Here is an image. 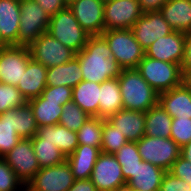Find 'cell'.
<instances>
[{"instance_id":"20","label":"cell","mask_w":191,"mask_h":191,"mask_svg":"<svg viewBox=\"0 0 191 191\" xmlns=\"http://www.w3.org/2000/svg\"><path fill=\"white\" fill-rule=\"evenodd\" d=\"M46 75L47 68L31 58L16 87L23 97L29 101L42 94V91L47 86Z\"/></svg>"},{"instance_id":"28","label":"cell","mask_w":191,"mask_h":191,"mask_svg":"<svg viewBox=\"0 0 191 191\" xmlns=\"http://www.w3.org/2000/svg\"><path fill=\"white\" fill-rule=\"evenodd\" d=\"M27 102L33 110L38 128L59 124L62 101L46 100L40 95Z\"/></svg>"},{"instance_id":"17","label":"cell","mask_w":191,"mask_h":191,"mask_svg":"<svg viewBox=\"0 0 191 191\" xmlns=\"http://www.w3.org/2000/svg\"><path fill=\"white\" fill-rule=\"evenodd\" d=\"M158 103L172 118L191 119V88L183 83L160 93Z\"/></svg>"},{"instance_id":"6","label":"cell","mask_w":191,"mask_h":191,"mask_svg":"<svg viewBox=\"0 0 191 191\" xmlns=\"http://www.w3.org/2000/svg\"><path fill=\"white\" fill-rule=\"evenodd\" d=\"M142 161L169 171L180 157L181 147L171 138L150 137L144 135L136 142Z\"/></svg>"},{"instance_id":"1","label":"cell","mask_w":191,"mask_h":191,"mask_svg":"<svg viewBox=\"0 0 191 191\" xmlns=\"http://www.w3.org/2000/svg\"><path fill=\"white\" fill-rule=\"evenodd\" d=\"M77 57L83 80L103 83L117 78L122 68L112 58V51L108 43L100 36H90L84 48L75 54Z\"/></svg>"},{"instance_id":"32","label":"cell","mask_w":191,"mask_h":191,"mask_svg":"<svg viewBox=\"0 0 191 191\" xmlns=\"http://www.w3.org/2000/svg\"><path fill=\"white\" fill-rule=\"evenodd\" d=\"M114 156L121 165L124 179L128 183L134 177L135 169L142 161L136 142L128 141L114 153Z\"/></svg>"},{"instance_id":"39","label":"cell","mask_w":191,"mask_h":191,"mask_svg":"<svg viewBox=\"0 0 191 191\" xmlns=\"http://www.w3.org/2000/svg\"><path fill=\"white\" fill-rule=\"evenodd\" d=\"M170 138L180 147L191 141V119L172 118Z\"/></svg>"},{"instance_id":"14","label":"cell","mask_w":191,"mask_h":191,"mask_svg":"<svg viewBox=\"0 0 191 191\" xmlns=\"http://www.w3.org/2000/svg\"><path fill=\"white\" fill-rule=\"evenodd\" d=\"M90 180L97 191H114L126 184L121 165L114 154L101 152L95 162Z\"/></svg>"},{"instance_id":"33","label":"cell","mask_w":191,"mask_h":191,"mask_svg":"<svg viewBox=\"0 0 191 191\" xmlns=\"http://www.w3.org/2000/svg\"><path fill=\"white\" fill-rule=\"evenodd\" d=\"M103 118L89 117L77 133L78 145L101 147Z\"/></svg>"},{"instance_id":"3","label":"cell","mask_w":191,"mask_h":191,"mask_svg":"<svg viewBox=\"0 0 191 191\" xmlns=\"http://www.w3.org/2000/svg\"><path fill=\"white\" fill-rule=\"evenodd\" d=\"M101 36L112 51V58L122 69L137 68L145 56V50L135 39L131 29L105 30Z\"/></svg>"},{"instance_id":"26","label":"cell","mask_w":191,"mask_h":191,"mask_svg":"<svg viewBox=\"0 0 191 191\" xmlns=\"http://www.w3.org/2000/svg\"><path fill=\"white\" fill-rule=\"evenodd\" d=\"M100 84L82 80L72 88V101L91 117H99Z\"/></svg>"},{"instance_id":"38","label":"cell","mask_w":191,"mask_h":191,"mask_svg":"<svg viewBox=\"0 0 191 191\" xmlns=\"http://www.w3.org/2000/svg\"><path fill=\"white\" fill-rule=\"evenodd\" d=\"M26 186L9 164L0 157V191H24Z\"/></svg>"},{"instance_id":"51","label":"cell","mask_w":191,"mask_h":191,"mask_svg":"<svg viewBox=\"0 0 191 191\" xmlns=\"http://www.w3.org/2000/svg\"><path fill=\"white\" fill-rule=\"evenodd\" d=\"M66 2V4L68 5L71 1L73 0H64Z\"/></svg>"},{"instance_id":"18","label":"cell","mask_w":191,"mask_h":191,"mask_svg":"<svg viewBox=\"0 0 191 191\" xmlns=\"http://www.w3.org/2000/svg\"><path fill=\"white\" fill-rule=\"evenodd\" d=\"M107 120L122 133L128 141L137 142L145 135V113L122 109L110 115Z\"/></svg>"},{"instance_id":"24","label":"cell","mask_w":191,"mask_h":191,"mask_svg":"<svg viewBox=\"0 0 191 191\" xmlns=\"http://www.w3.org/2000/svg\"><path fill=\"white\" fill-rule=\"evenodd\" d=\"M82 80V71L76 56L65 64L47 68V86L64 85L74 88Z\"/></svg>"},{"instance_id":"12","label":"cell","mask_w":191,"mask_h":191,"mask_svg":"<svg viewBox=\"0 0 191 191\" xmlns=\"http://www.w3.org/2000/svg\"><path fill=\"white\" fill-rule=\"evenodd\" d=\"M138 0H111L104 3L105 30L131 29L143 15Z\"/></svg>"},{"instance_id":"8","label":"cell","mask_w":191,"mask_h":191,"mask_svg":"<svg viewBox=\"0 0 191 191\" xmlns=\"http://www.w3.org/2000/svg\"><path fill=\"white\" fill-rule=\"evenodd\" d=\"M28 48L31 58L46 68L65 64L76 54L47 32L40 35Z\"/></svg>"},{"instance_id":"34","label":"cell","mask_w":191,"mask_h":191,"mask_svg":"<svg viewBox=\"0 0 191 191\" xmlns=\"http://www.w3.org/2000/svg\"><path fill=\"white\" fill-rule=\"evenodd\" d=\"M21 140L14 129L13 109L0 114V157L7 154Z\"/></svg>"},{"instance_id":"35","label":"cell","mask_w":191,"mask_h":191,"mask_svg":"<svg viewBox=\"0 0 191 191\" xmlns=\"http://www.w3.org/2000/svg\"><path fill=\"white\" fill-rule=\"evenodd\" d=\"M127 142V138L107 119L103 118L101 152L114 154Z\"/></svg>"},{"instance_id":"41","label":"cell","mask_w":191,"mask_h":191,"mask_svg":"<svg viewBox=\"0 0 191 191\" xmlns=\"http://www.w3.org/2000/svg\"><path fill=\"white\" fill-rule=\"evenodd\" d=\"M191 186L168 171L164 174L159 191H190Z\"/></svg>"},{"instance_id":"50","label":"cell","mask_w":191,"mask_h":191,"mask_svg":"<svg viewBox=\"0 0 191 191\" xmlns=\"http://www.w3.org/2000/svg\"><path fill=\"white\" fill-rule=\"evenodd\" d=\"M5 46H7V45L2 41V39L0 37V49L4 48Z\"/></svg>"},{"instance_id":"2","label":"cell","mask_w":191,"mask_h":191,"mask_svg":"<svg viewBox=\"0 0 191 191\" xmlns=\"http://www.w3.org/2000/svg\"><path fill=\"white\" fill-rule=\"evenodd\" d=\"M117 78L123 109L145 113L158 104L159 93L147 83L136 68L122 69Z\"/></svg>"},{"instance_id":"49","label":"cell","mask_w":191,"mask_h":191,"mask_svg":"<svg viewBox=\"0 0 191 191\" xmlns=\"http://www.w3.org/2000/svg\"><path fill=\"white\" fill-rule=\"evenodd\" d=\"M114 191H134L127 183L121 186H118Z\"/></svg>"},{"instance_id":"10","label":"cell","mask_w":191,"mask_h":191,"mask_svg":"<svg viewBox=\"0 0 191 191\" xmlns=\"http://www.w3.org/2000/svg\"><path fill=\"white\" fill-rule=\"evenodd\" d=\"M26 186L40 169L32 139L21 138L15 147L2 157Z\"/></svg>"},{"instance_id":"30","label":"cell","mask_w":191,"mask_h":191,"mask_svg":"<svg viewBox=\"0 0 191 191\" xmlns=\"http://www.w3.org/2000/svg\"><path fill=\"white\" fill-rule=\"evenodd\" d=\"M13 123L20 138L32 139L38 130L33 110L28 102L13 109Z\"/></svg>"},{"instance_id":"16","label":"cell","mask_w":191,"mask_h":191,"mask_svg":"<svg viewBox=\"0 0 191 191\" xmlns=\"http://www.w3.org/2000/svg\"><path fill=\"white\" fill-rule=\"evenodd\" d=\"M185 33L173 31L153 42L145 55L160 61L182 65L184 57Z\"/></svg>"},{"instance_id":"36","label":"cell","mask_w":191,"mask_h":191,"mask_svg":"<svg viewBox=\"0 0 191 191\" xmlns=\"http://www.w3.org/2000/svg\"><path fill=\"white\" fill-rule=\"evenodd\" d=\"M90 116L72 100L63 105L59 124L77 132Z\"/></svg>"},{"instance_id":"31","label":"cell","mask_w":191,"mask_h":191,"mask_svg":"<svg viewBox=\"0 0 191 191\" xmlns=\"http://www.w3.org/2000/svg\"><path fill=\"white\" fill-rule=\"evenodd\" d=\"M32 146L40 168L58 165L66 160L59 148L50 142H44L37 135L32 138Z\"/></svg>"},{"instance_id":"43","label":"cell","mask_w":191,"mask_h":191,"mask_svg":"<svg viewBox=\"0 0 191 191\" xmlns=\"http://www.w3.org/2000/svg\"><path fill=\"white\" fill-rule=\"evenodd\" d=\"M44 9L49 17L54 16L59 11L65 9L67 4L64 0H34Z\"/></svg>"},{"instance_id":"4","label":"cell","mask_w":191,"mask_h":191,"mask_svg":"<svg viewBox=\"0 0 191 191\" xmlns=\"http://www.w3.org/2000/svg\"><path fill=\"white\" fill-rule=\"evenodd\" d=\"M147 83L162 93L182 84L181 65L144 56L136 68Z\"/></svg>"},{"instance_id":"25","label":"cell","mask_w":191,"mask_h":191,"mask_svg":"<svg viewBox=\"0 0 191 191\" xmlns=\"http://www.w3.org/2000/svg\"><path fill=\"white\" fill-rule=\"evenodd\" d=\"M166 172L149 162L141 161L135 169L134 177L127 184L134 191H159Z\"/></svg>"},{"instance_id":"9","label":"cell","mask_w":191,"mask_h":191,"mask_svg":"<svg viewBox=\"0 0 191 191\" xmlns=\"http://www.w3.org/2000/svg\"><path fill=\"white\" fill-rule=\"evenodd\" d=\"M75 178L68 162L40 168L26 185L28 191H68Z\"/></svg>"},{"instance_id":"13","label":"cell","mask_w":191,"mask_h":191,"mask_svg":"<svg viewBox=\"0 0 191 191\" xmlns=\"http://www.w3.org/2000/svg\"><path fill=\"white\" fill-rule=\"evenodd\" d=\"M67 6L88 35L100 36L105 31L103 2L99 0H73Z\"/></svg>"},{"instance_id":"11","label":"cell","mask_w":191,"mask_h":191,"mask_svg":"<svg viewBox=\"0 0 191 191\" xmlns=\"http://www.w3.org/2000/svg\"><path fill=\"white\" fill-rule=\"evenodd\" d=\"M31 59L27 46L8 45L0 49V82L17 86Z\"/></svg>"},{"instance_id":"21","label":"cell","mask_w":191,"mask_h":191,"mask_svg":"<svg viewBox=\"0 0 191 191\" xmlns=\"http://www.w3.org/2000/svg\"><path fill=\"white\" fill-rule=\"evenodd\" d=\"M101 147L78 145L75 151L66 157L75 180L90 179Z\"/></svg>"},{"instance_id":"15","label":"cell","mask_w":191,"mask_h":191,"mask_svg":"<svg viewBox=\"0 0 191 191\" xmlns=\"http://www.w3.org/2000/svg\"><path fill=\"white\" fill-rule=\"evenodd\" d=\"M135 39L146 50L153 42L162 36L173 32L169 24L164 20L160 11L144 12L131 28Z\"/></svg>"},{"instance_id":"40","label":"cell","mask_w":191,"mask_h":191,"mask_svg":"<svg viewBox=\"0 0 191 191\" xmlns=\"http://www.w3.org/2000/svg\"><path fill=\"white\" fill-rule=\"evenodd\" d=\"M41 96L46 100L62 101V106L72 100V88L67 86H46Z\"/></svg>"},{"instance_id":"52","label":"cell","mask_w":191,"mask_h":191,"mask_svg":"<svg viewBox=\"0 0 191 191\" xmlns=\"http://www.w3.org/2000/svg\"><path fill=\"white\" fill-rule=\"evenodd\" d=\"M99 1H101V2H103V3H106V2H109V1H111V0H99Z\"/></svg>"},{"instance_id":"53","label":"cell","mask_w":191,"mask_h":191,"mask_svg":"<svg viewBox=\"0 0 191 191\" xmlns=\"http://www.w3.org/2000/svg\"><path fill=\"white\" fill-rule=\"evenodd\" d=\"M15 1H18V2H23V1H26V0H15Z\"/></svg>"},{"instance_id":"7","label":"cell","mask_w":191,"mask_h":191,"mask_svg":"<svg viewBox=\"0 0 191 191\" xmlns=\"http://www.w3.org/2000/svg\"><path fill=\"white\" fill-rule=\"evenodd\" d=\"M50 17L34 0L20 2L18 45L29 46L48 30Z\"/></svg>"},{"instance_id":"44","label":"cell","mask_w":191,"mask_h":191,"mask_svg":"<svg viewBox=\"0 0 191 191\" xmlns=\"http://www.w3.org/2000/svg\"><path fill=\"white\" fill-rule=\"evenodd\" d=\"M168 0H138L143 12L160 11Z\"/></svg>"},{"instance_id":"22","label":"cell","mask_w":191,"mask_h":191,"mask_svg":"<svg viewBox=\"0 0 191 191\" xmlns=\"http://www.w3.org/2000/svg\"><path fill=\"white\" fill-rule=\"evenodd\" d=\"M160 12L173 31L191 32V0H168Z\"/></svg>"},{"instance_id":"27","label":"cell","mask_w":191,"mask_h":191,"mask_svg":"<svg viewBox=\"0 0 191 191\" xmlns=\"http://www.w3.org/2000/svg\"><path fill=\"white\" fill-rule=\"evenodd\" d=\"M123 109L118 78L100 83L99 117L107 119Z\"/></svg>"},{"instance_id":"45","label":"cell","mask_w":191,"mask_h":191,"mask_svg":"<svg viewBox=\"0 0 191 191\" xmlns=\"http://www.w3.org/2000/svg\"><path fill=\"white\" fill-rule=\"evenodd\" d=\"M68 191H97L90 179L75 180Z\"/></svg>"},{"instance_id":"19","label":"cell","mask_w":191,"mask_h":191,"mask_svg":"<svg viewBox=\"0 0 191 191\" xmlns=\"http://www.w3.org/2000/svg\"><path fill=\"white\" fill-rule=\"evenodd\" d=\"M20 2L0 0V37L8 45H18Z\"/></svg>"},{"instance_id":"46","label":"cell","mask_w":191,"mask_h":191,"mask_svg":"<svg viewBox=\"0 0 191 191\" xmlns=\"http://www.w3.org/2000/svg\"><path fill=\"white\" fill-rule=\"evenodd\" d=\"M181 68H191V32L185 33L184 57Z\"/></svg>"},{"instance_id":"5","label":"cell","mask_w":191,"mask_h":191,"mask_svg":"<svg viewBox=\"0 0 191 191\" xmlns=\"http://www.w3.org/2000/svg\"><path fill=\"white\" fill-rule=\"evenodd\" d=\"M47 33L75 53L84 48L90 37L68 6L50 17Z\"/></svg>"},{"instance_id":"23","label":"cell","mask_w":191,"mask_h":191,"mask_svg":"<svg viewBox=\"0 0 191 191\" xmlns=\"http://www.w3.org/2000/svg\"><path fill=\"white\" fill-rule=\"evenodd\" d=\"M36 135L44 142L54 144L65 157L72 154L78 146L77 133L60 124L40 127Z\"/></svg>"},{"instance_id":"29","label":"cell","mask_w":191,"mask_h":191,"mask_svg":"<svg viewBox=\"0 0 191 191\" xmlns=\"http://www.w3.org/2000/svg\"><path fill=\"white\" fill-rule=\"evenodd\" d=\"M172 117L158 103L145 112V135L170 138Z\"/></svg>"},{"instance_id":"37","label":"cell","mask_w":191,"mask_h":191,"mask_svg":"<svg viewBox=\"0 0 191 191\" xmlns=\"http://www.w3.org/2000/svg\"><path fill=\"white\" fill-rule=\"evenodd\" d=\"M27 100L16 86L0 82V114L24 105Z\"/></svg>"},{"instance_id":"42","label":"cell","mask_w":191,"mask_h":191,"mask_svg":"<svg viewBox=\"0 0 191 191\" xmlns=\"http://www.w3.org/2000/svg\"><path fill=\"white\" fill-rule=\"evenodd\" d=\"M168 172L177 178L183 179L191 186V162L184 159L181 155L172 164Z\"/></svg>"},{"instance_id":"48","label":"cell","mask_w":191,"mask_h":191,"mask_svg":"<svg viewBox=\"0 0 191 191\" xmlns=\"http://www.w3.org/2000/svg\"><path fill=\"white\" fill-rule=\"evenodd\" d=\"M180 155L191 162V141H189L186 145L181 147Z\"/></svg>"},{"instance_id":"47","label":"cell","mask_w":191,"mask_h":191,"mask_svg":"<svg viewBox=\"0 0 191 191\" xmlns=\"http://www.w3.org/2000/svg\"><path fill=\"white\" fill-rule=\"evenodd\" d=\"M182 70V83L191 88V68H181Z\"/></svg>"}]
</instances>
